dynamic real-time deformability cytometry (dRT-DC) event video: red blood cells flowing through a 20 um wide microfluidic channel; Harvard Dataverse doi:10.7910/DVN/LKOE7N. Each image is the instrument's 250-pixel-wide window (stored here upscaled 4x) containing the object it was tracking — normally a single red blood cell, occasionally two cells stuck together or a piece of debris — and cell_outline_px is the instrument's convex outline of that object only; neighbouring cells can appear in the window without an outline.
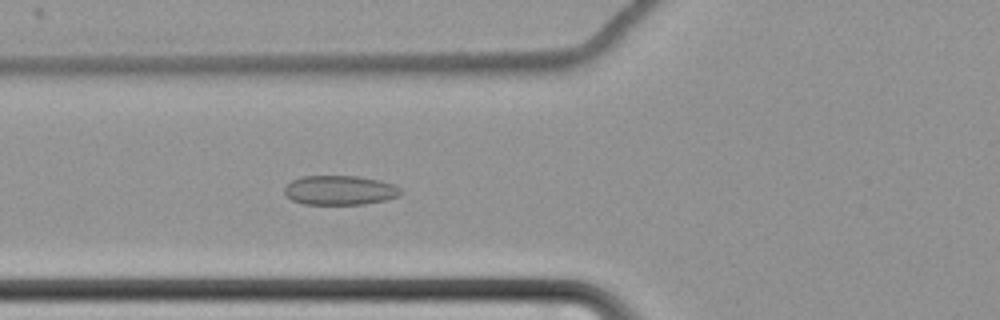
{"species": "common noctule bat (a hibernating species)", "species_latin": "Nyctalus noctula", "temperature_condition": "cold", "stored_images_in_passage": 43, "camera_frame_rate_fps": 3000, "um_per_image_px": 0.085, "animal": {"sex": "female", "body_mass_g": 22.7, "forearm_length_mm": 54.2}, "frame": {"image": 1, "passage_image": 13, "time_ms": 4.0, "image_size_px": [1000, 320], "cell_outline_px": [[400, 196], [384, 200], [364, 204], [304, 204], [292, 200], [284, 192], [284, 188], [292, 180], [300, 176], [356, 176], [380, 180], [392, 184], [400, 188]], "centroid_in_image_um": [28.87, 16.16], "position_along_channel_um": 96.9, "area_um2": 19.83}}
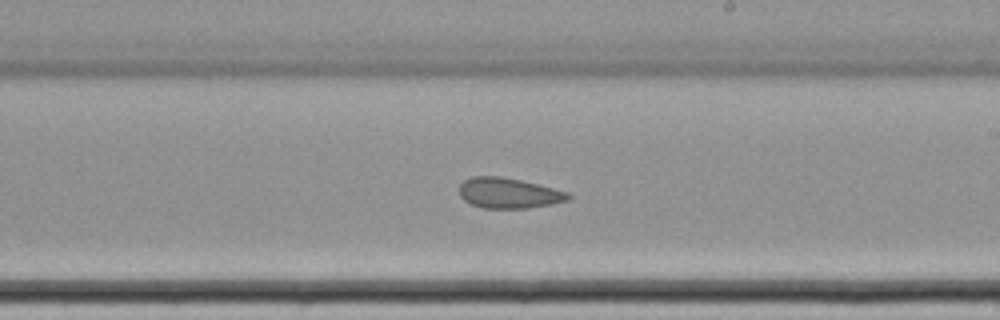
{"frame": {"image": 2, "passage_image": 26, "time_ms": 8.333, "image_size_px": [1000, 320], "cell_outline_px": [[572, 196], [568, 200], [552, 204], [528, 208], [484, 208], [472, 204], [464, 200], [460, 196], [460, 184], [464, 180], [472, 176], [500, 176], [520, 180], [568, 192]], "centroid_in_image_um": [43.23, 16.41], "position_along_channel_um": 245.8, "area_um2": 19.19}}
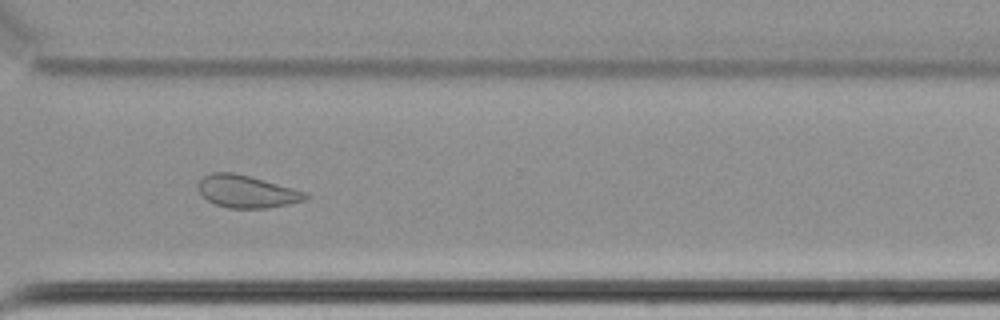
{"frame": {"image": 3, "passage_image": 35, "time_ms": 11.333, "image_size_px": [1000, 320], "cell_outline_px": [[312, 196], [304, 200], [288, 204], [268, 208], [228, 208], [216, 204], [208, 200], [200, 192], [200, 180], [204, 176], [212, 172], [232, 172], [248, 176], [308, 192]], "centroid_in_image_um": [21.02, 16.28], "position_along_channel_um": 349.6, "area_um2": 20.0}, "authors_computed_cell_mechanics": {"area_um2": 20.1144, "velocity_mm_per_s": 3.4386, "shape_relaxation_time_tau1_ms": 10.6989, "shape_relaxation_time_tau2_ms": 2.1863, "deformation_change_tau1": 0.0835, "deformation_change_tau2": 0.0711}}